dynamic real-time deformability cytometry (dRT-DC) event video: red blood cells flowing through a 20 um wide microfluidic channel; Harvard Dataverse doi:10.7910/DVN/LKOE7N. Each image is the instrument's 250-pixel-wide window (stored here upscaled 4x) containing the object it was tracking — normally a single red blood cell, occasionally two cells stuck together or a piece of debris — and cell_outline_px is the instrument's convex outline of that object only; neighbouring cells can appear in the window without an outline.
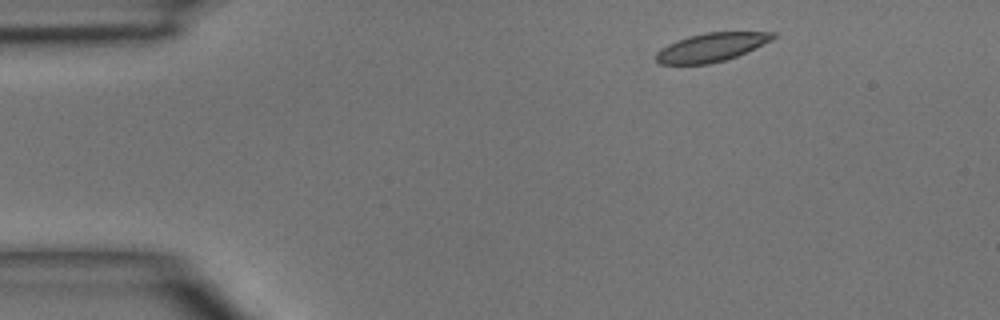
{"species": "common noctule bat (a hibernating species)", "species_latin": "Nyctalus noctula", "temperature_condition": "room temperature", "stored_images_in_passage": 3, "camera_frame_rate_fps": 3000, "um_per_image_px": 0.085, "animal": {"sex": "male", "body_mass_g": 15.6}, "frame": {"image": 1, "passage_image": 1, "time_ms": 0.0, "image_size_px": [1000, 320], "cell_outline_px": [[776, 36], [772, 40], [736, 56], [724, 60], [708, 64], [660, 64], [656, 60], [656, 52], [660, 48], [676, 40], [688, 36], [704, 32], [776, 32]], "centroid_in_image_um": [60.43, 4.01], "position_along_channel_um": 24.6, "area_um2": 19.36}}
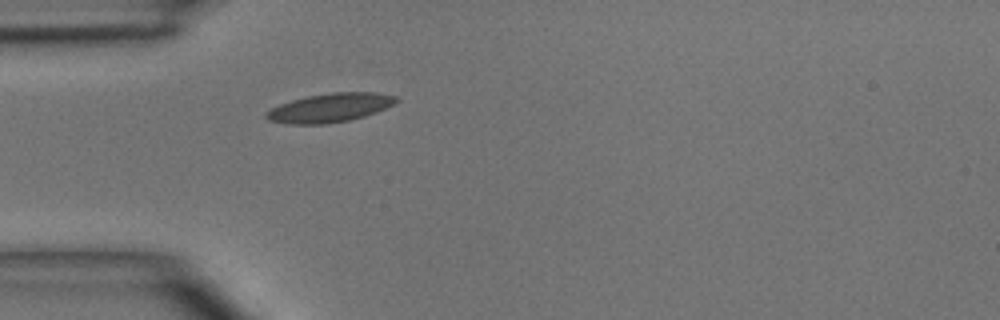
{"frame": {"image": 2, "passage_image": 3, "time_ms": 2.333, "image_size_px": [1000, 320], "cell_outline_px": [[400, 100], [376, 112], [364, 116], [348, 120], [324, 124], [288, 124], [268, 120], [264, 116], [264, 112], [280, 104], [292, 100], [308, 96], [332, 92], [376, 92], [396, 96]], "centroid_in_image_um": [28.02, 9.16], "position_along_channel_um": 57.0, "area_um2": 21.73}}